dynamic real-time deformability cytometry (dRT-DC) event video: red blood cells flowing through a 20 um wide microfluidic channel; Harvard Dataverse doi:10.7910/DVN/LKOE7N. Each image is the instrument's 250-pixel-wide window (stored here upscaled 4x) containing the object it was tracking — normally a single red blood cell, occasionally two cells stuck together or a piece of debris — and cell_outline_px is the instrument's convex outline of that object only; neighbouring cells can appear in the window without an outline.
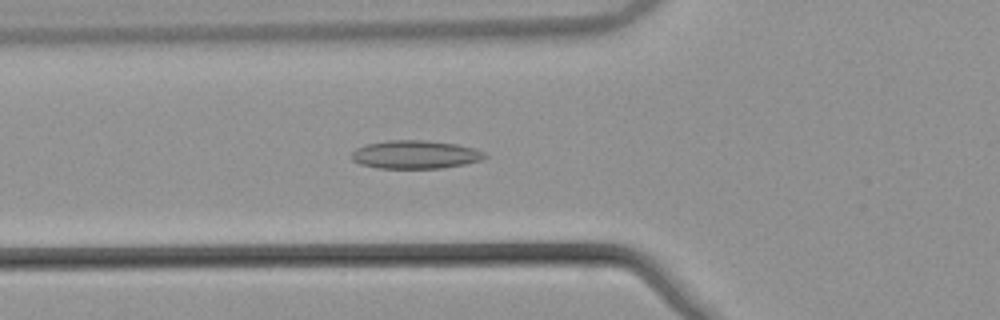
{"species": "common noctule bat (a hibernating species)", "species_latin": "Nyctalus noctula", "temperature_condition": "warm", "stored_images_in_passage": 54, "camera_frame_rate_fps": 3000, "um_per_image_px": 0.085, "animal": {"sex": "male", "body_mass_g": 21.5, "forearm_length_mm": 52.0}, "frame": {"image": 1, "passage_image": 20, "time_ms": 6.333, "image_size_px": [1000, 320], "cell_outline_px": [[488, 156], [480, 160], [464, 164], [444, 168], [376, 168], [360, 164], [352, 160], [352, 152], [356, 148], [364, 144], [388, 140], [428, 140], [456, 144], [472, 148], [484, 152]], "centroid_in_image_um": [35.27, 13.13], "position_along_channel_um": 90.5, "area_um2": 22.02}}
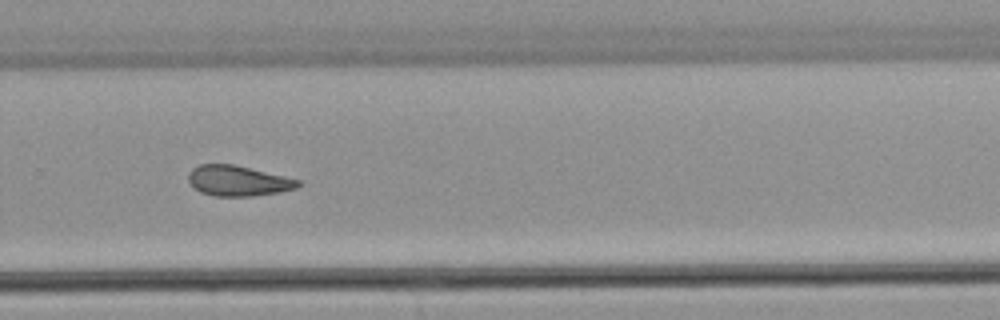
{"frame": {"image": 2, "passage_image": 37, "time_ms": 12.0, "image_size_px": [1000, 320], "cell_outline_px": [[300, 184], [296, 188], [280, 192], [252, 196], [212, 196], [200, 192], [188, 180], [188, 172], [192, 168], [200, 164], [232, 164], [284, 176], [300, 180]], "centroid_in_image_um": [20.21, 15.37], "position_along_channel_um": 309.6, "area_um2": 19.31}}
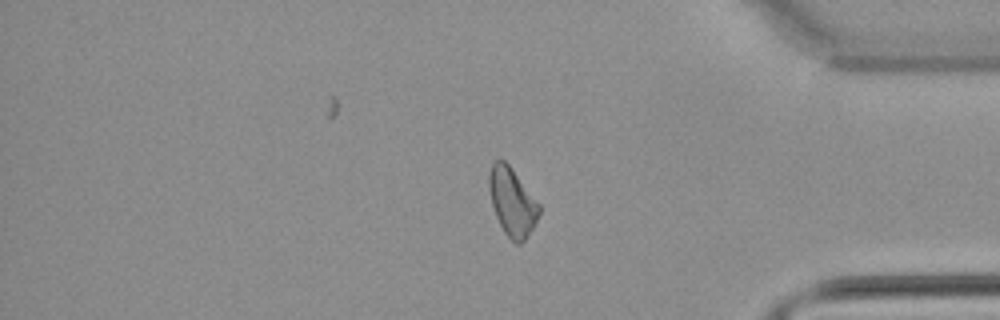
{"frame": {"image": 3, "passage_image": 45, "time_ms": 14.667, "image_size_px": [1000, 320], "cell_outline_px": [[540, 212], [532, 228], [524, 240], [520, 244], [516, 244], [504, 232], [496, 216], [492, 204], [488, 188], [488, 172], [492, 164], [496, 160], [504, 160], [508, 164], [540, 204]], "centroid_in_image_um": [43.52, 17.15], "position_along_channel_um": 391.7, "area_um2": 19.59}, "authors_computed_cell_mechanics": {"area_um2": 20.3167, "velocity_mm_per_s": 3.8614, "shape_relaxation_time_tau1_ms": null, "shape_relaxation_time_tau2_ms": 4.5199, "deformation_change_tau1": null, "deformation_change_tau2": 0.1181}}